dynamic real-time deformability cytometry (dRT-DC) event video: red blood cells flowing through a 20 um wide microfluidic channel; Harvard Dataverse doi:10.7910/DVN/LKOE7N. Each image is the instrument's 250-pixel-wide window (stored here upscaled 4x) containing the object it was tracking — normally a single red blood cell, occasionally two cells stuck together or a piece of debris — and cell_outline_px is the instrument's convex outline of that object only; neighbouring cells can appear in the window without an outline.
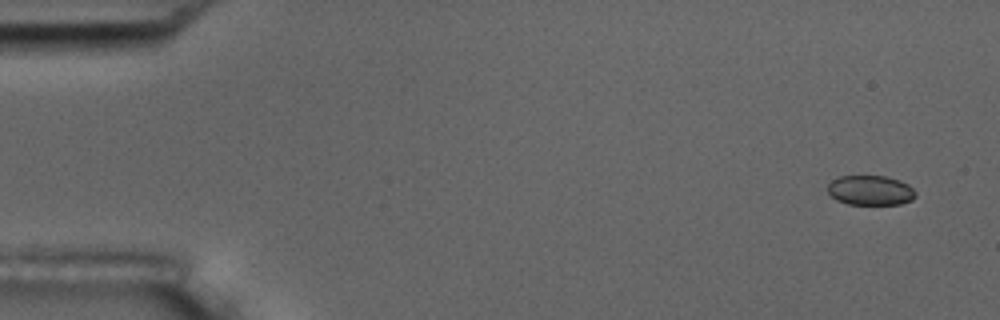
{"species": "common noctule bat (a hibernating species)", "species_latin": "Nyctalus noctula", "temperature_condition": "room temperature", "stored_images_in_passage": 53, "camera_frame_rate_fps": 3000, "um_per_image_px": 0.085, "animal": {"sex": "male", "body_mass_g": 17.5, "forearm_length_mm": 52.3}, "frame": {"image": 1, "passage_image": 1, "time_ms": 0.0, "image_size_px": [1000, 320], "cell_outline_px": [[916, 196], [912, 200], [900, 204], [848, 204], [836, 200], [828, 192], [828, 184], [832, 180], [840, 176], [884, 176], [900, 180], [908, 184], [916, 192]], "centroid_in_image_um": [74.0, 16.18], "position_along_channel_um": 11.0, "area_um2": 15.26}}
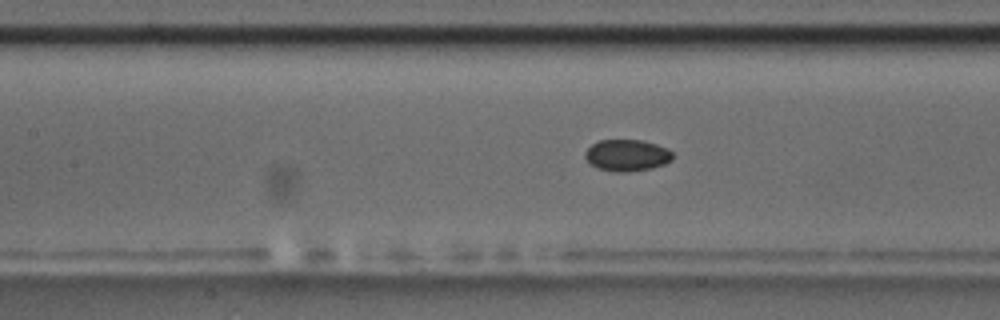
{"frame": {"image": 2, "passage_image": 23, "time_ms": 7.333, "image_size_px": [1000, 320], "cell_outline_px": [[672, 160], [664, 164], [652, 168], [628, 172], [616, 172], [596, 168], [588, 164], [584, 156], [584, 152], [592, 144], [600, 140], [644, 140], [668, 148], [672, 152]], "centroid_in_image_um": [53.27, 13.2], "position_along_channel_um": 154.1, "area_um2": 16.36}}
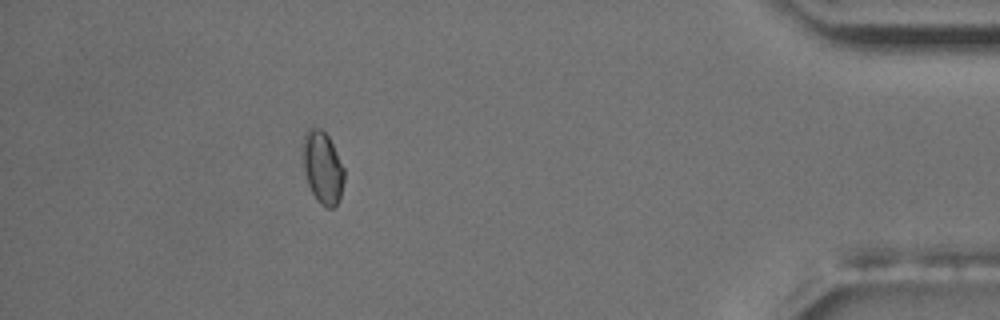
{"frame": {"image": 3, "passage_image": 48, "time_ms": 15.667, "image_size_px": [1000, 320], "cell_outline_px": [[344, 180], [340, 200], [332, 208], [328, 208], [320, 204], [316, 200], [308, 184], [304, 172], [304, 132], [308, 128], [320, 128], [328, 136], [344, 168]], "centroid_in_image_um": [27.43, 14.27], "position_along_channel_um": 407.8, "area_um2": 17.22}, "authors_computed_cell_mechanics": {"area_um2": 16.184, "velocity_mm_per_s": 3.6665, "shape_relaxation_time_tau1_ms": null, "shape_relaxation_time_tau2_ms": 8.118, "deformation_change_tau1": null, "deformation_change_tau2": 0.0642}}